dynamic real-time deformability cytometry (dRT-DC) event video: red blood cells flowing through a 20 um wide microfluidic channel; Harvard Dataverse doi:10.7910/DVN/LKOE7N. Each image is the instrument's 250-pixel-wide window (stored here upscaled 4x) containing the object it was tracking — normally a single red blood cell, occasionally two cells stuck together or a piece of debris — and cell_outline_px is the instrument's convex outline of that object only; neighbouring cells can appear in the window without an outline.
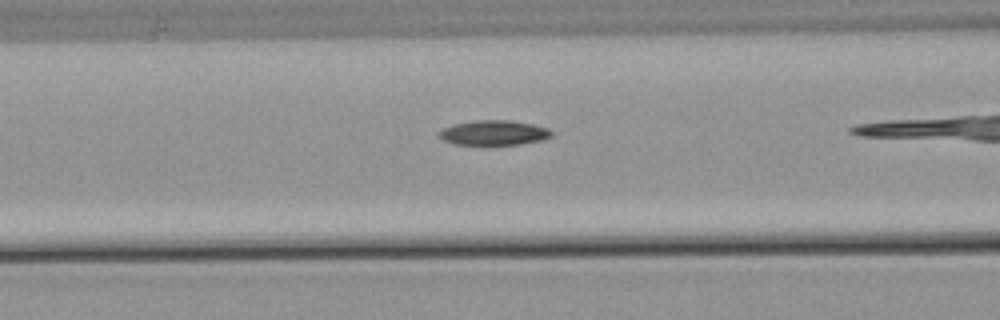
{"species": "common noctule bat (a hibernating species)", "species_latin": "Nyctalus noctula", "temperature_condition": "warm", "stored_images_in_passage": 37, "camera_frame_rate_fps": 3000, "um_per_image_px": 0.085, "animal": {"sex": "male", "body_mass_g": 21.5, "forearm_length_mm": 52.0}, "frame": {"image": 1, "passage_image": 17, "time_ms": 5.333, "image_size_px": [1000, 320], "cell_outline_px": [[552, 136], [544, 140], [520, 144], [452, 144], [436, 136], [436, 132], [452, 124], [472, 120], [508, 120], [532, 124], [548, 128], [552, 132]], "centroid_in_image_um": [41.94, 11.28], "position_along_channel_um": 124.7, "area_um2": 16.42}}
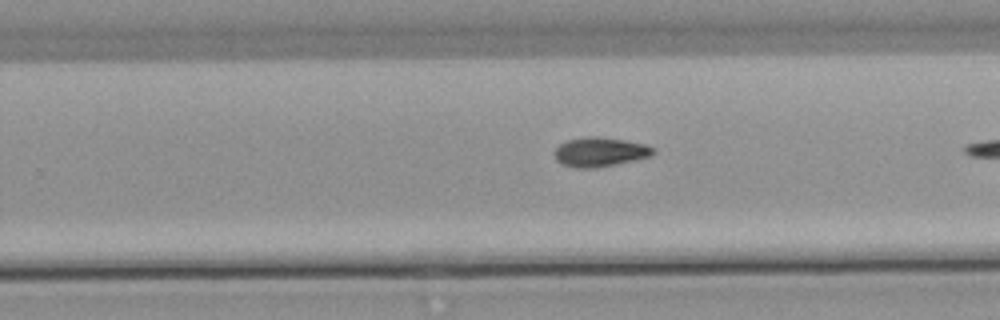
{"frame": {"image": 2, "passage_image": 29, "time_ms": 9.333, "image_size_px": [1000, 320], "cell_outline_px": [[656, 152], [652, 156], [616, 164], [596, 168], [576, 168], [564, 164], [556, 160], [552, 152], [560, 144], [568, 140], [588, 136], [592, 136], [624, 140], [644, 144], [652, 148]], "centroid_in_image_um": [50.97, 12.92], "position_along_channel_um": 278.8, "area_um2": 16.76}}
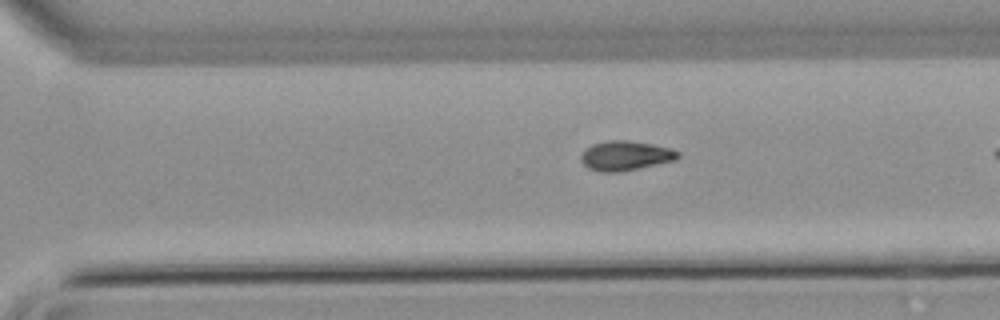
{"frame": {"image": 3, "passage_image": 32, "time_ms": 10.333, "image_size_px": [1000, 320], "cell_outline_px": [[680, 156], [676, 160], [624, 172], [600, 172], [588, 168], [580, 160], [580, 156], [584, 148], [592, 144], [608, 140], [628, 140], [652, 144], [672, 148], [680, 152]], "centroid_in_image_um": [53.17, 13.24], "position_along_channel_um": 317.4, "area_um2": 17.11}}